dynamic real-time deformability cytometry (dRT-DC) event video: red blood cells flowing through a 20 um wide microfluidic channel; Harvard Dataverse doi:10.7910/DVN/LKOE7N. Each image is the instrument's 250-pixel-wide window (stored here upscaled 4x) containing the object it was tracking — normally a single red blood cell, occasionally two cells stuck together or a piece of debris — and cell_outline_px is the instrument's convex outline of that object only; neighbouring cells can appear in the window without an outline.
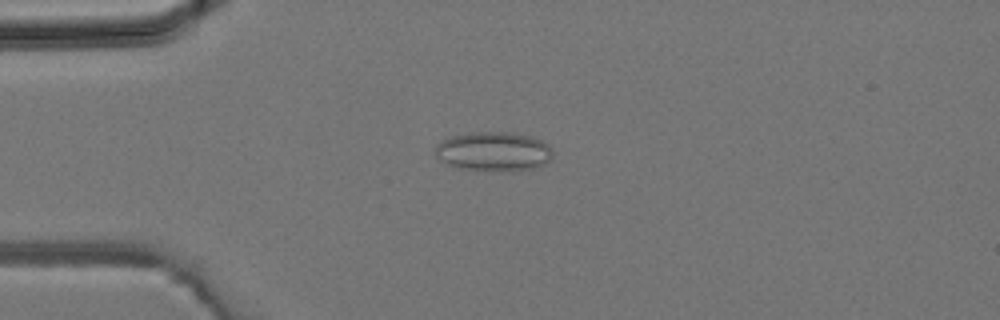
{"species": "common noctule bat (a hibernating species)", "species_latin": "Nyctalus noctula", "temperature_condition": "room temperature", "stored_images_in_passage": 34, "camera_frame_rate_fps": 3000, "um_per_image_px": 0.085, "animal": {"sex": "male", "body_mass_g": 19.2, "forearm_length_mm": 51.8}, "frame": {"image": 1, "passage_image": 9, "time_ms": 2.667, "image_size_px": [1000, 320], "cell_outline_px": [[552, 156], [544, 164], [536, 168], [512, 172], [460, 168], [448, 164], [436, 156], [432, 152], [436, 144], [452, 136], [468, 132], [508, 132], [532, 136], [548, 144], [552, 148]], "centroid_in_image_um": [41.96, 12.88], "position_along_channel_um": 43.0, "area_um2": 27.17}}
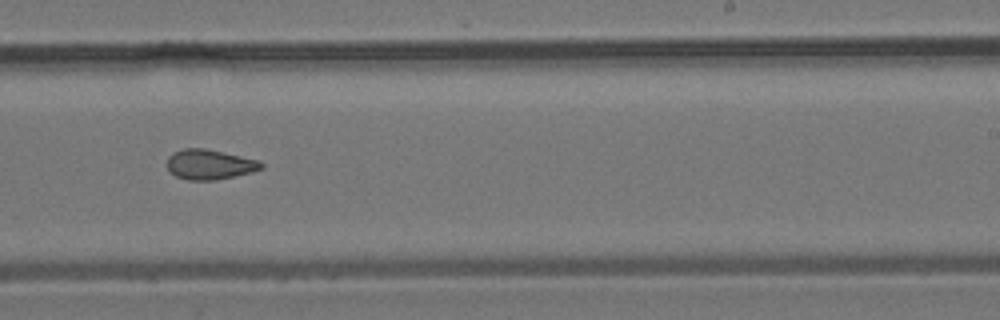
{"frame": {"image": 2, "passage_image": 24, "time_ms": 7.667, "image_size_px": [1000, 320], "cell_outline_px": [[264, 168], [252, 172], [216, 180], [188, 180], [176, 176], [168, 168], [168, 156], [184, 148], [204, 148], [260, 160], [264, 164]], "centroid_in_image_um": [17.87, 13.98], "position_along_channel_um": 271.1, "area_um2": 16.36}}
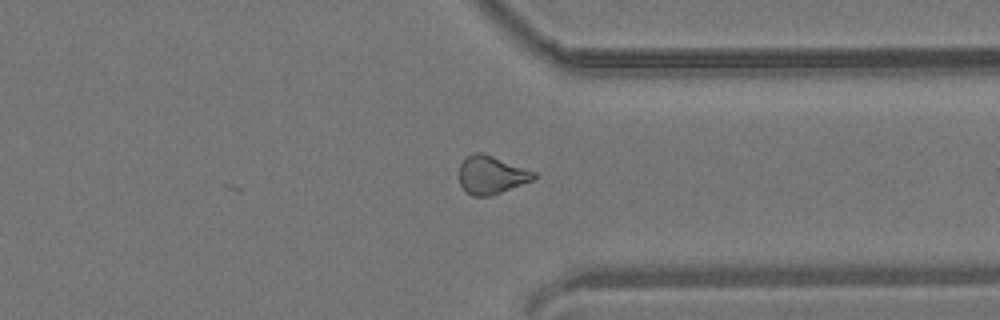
{"frame": {"image": 3, "passage_image": 30, "time_ms": 9.667, "image_size_px": [1000, 320], "cell_outline_px": [[536, 176], [532, 180], [492, 196], [472, 196], [460, 184], [460, 164], [472, 152], [484, 152], [536, 172]], "centroid_in_image_um": [41.77, 14.85], "position_along_channel_um": 369.6, "area_um2": 16.53}}